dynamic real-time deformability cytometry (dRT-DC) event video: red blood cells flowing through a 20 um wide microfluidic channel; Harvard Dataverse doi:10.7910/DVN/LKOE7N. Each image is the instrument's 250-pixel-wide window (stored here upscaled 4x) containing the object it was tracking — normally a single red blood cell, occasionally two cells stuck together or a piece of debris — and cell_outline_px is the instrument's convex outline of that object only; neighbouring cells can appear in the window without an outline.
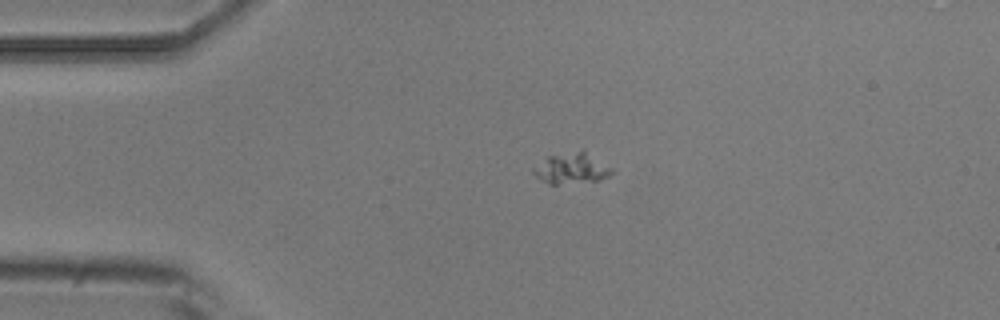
{"species": "common noctule bat (a hibernating species)", "species_latin": "Nyctalus noctula", "temperature_condition": "room temperature", "stored_images_in_passage": 2, "camera_frame_rate_fps": 3000, "um_per_image_px": 0.085, "animal": {"sex": "male", "body_mass_g": 20.5, "forearm_length_mm": 52.5}, "frame": {"image": 1, "passage_image": 1, "time_ms": 0.0, "image_size_px": [1000, 320], "cell_outline_px": [[612, 172], [608, 176], [600, 180], [556, 184], [548, 184], [540, 180], [532, 172], [532, 168], [548, 156], [584, 148], [612, 168]], "centroid_in_image_um": [48.58, 14.28], "position_along_channel_um": 36.4, "area_um2": 14.28}}